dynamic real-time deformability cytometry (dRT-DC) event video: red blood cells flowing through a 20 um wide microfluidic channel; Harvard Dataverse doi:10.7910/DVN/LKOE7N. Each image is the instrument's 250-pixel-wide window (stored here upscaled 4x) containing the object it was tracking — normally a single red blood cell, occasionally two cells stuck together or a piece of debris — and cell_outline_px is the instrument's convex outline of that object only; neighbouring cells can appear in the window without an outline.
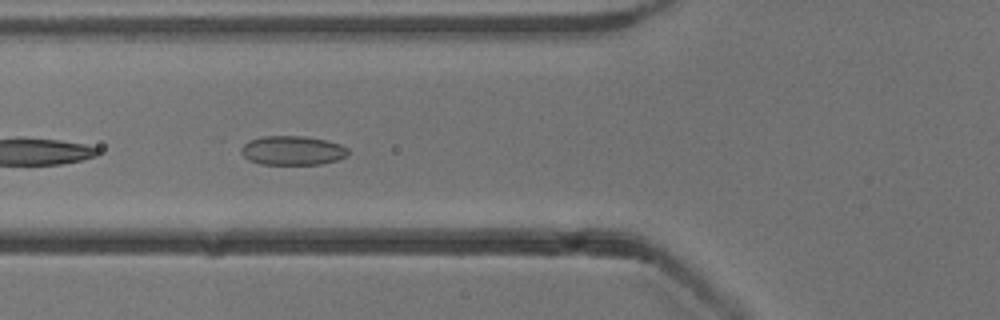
{"species": "common noctule bat (a hibernating species)", "species_latin": "Nyctalus noctula", "temperature_condition": "cold", "stored_images_in_passage": 29, "camera_frame_rate_fps": 3000, "um_per_image_px": 0.085, "animal": {"sex": "male", "body_mass_g": 13.3}, "frame": {"image": 1, "passage_image": 4, "time_ms": 1.0, "image_size_px": [1000, 320], "cell_outline_px": [[348, 156], [336, 160], [320, 164], [260, 164], [248, 160], [240, 152], [240, 148], [248, 140], [264, 136], [304, 136], [328, 140], [340, 144], [348, 148]], "centroid_in_image_um": [24.85, 12.78], "position_along_channel_um": 100.9, "area_um2": 18.32}}
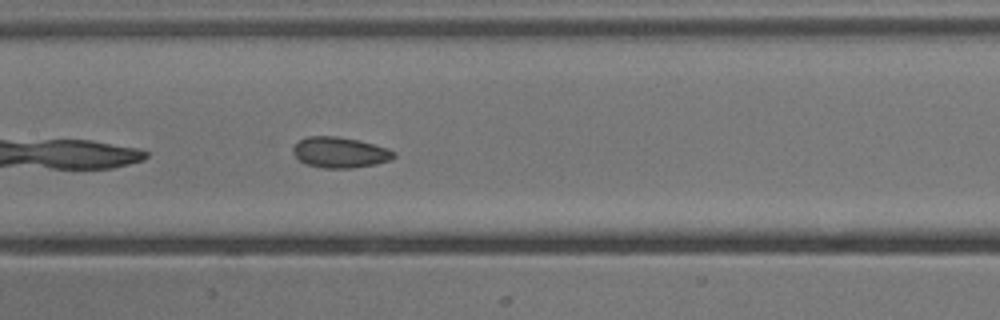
{"frame": {"image": 2, "passage_image": 10, "time_ms": 3.0, "image_size_px": [1000, 320], "cell_outline_px": [[396, 156], [392, 160], [376, 164], [352, 168], [324, 168], [304, 164], [292, 152], [292, 148], [300, 140], [308, 136], [336, 136], [356, 140], [388, 148], [396, 152]], "centroid_in_image_um": [28.91, 12.97], "position_along_channel_um": 178.5, "area_um2": 18.03}}
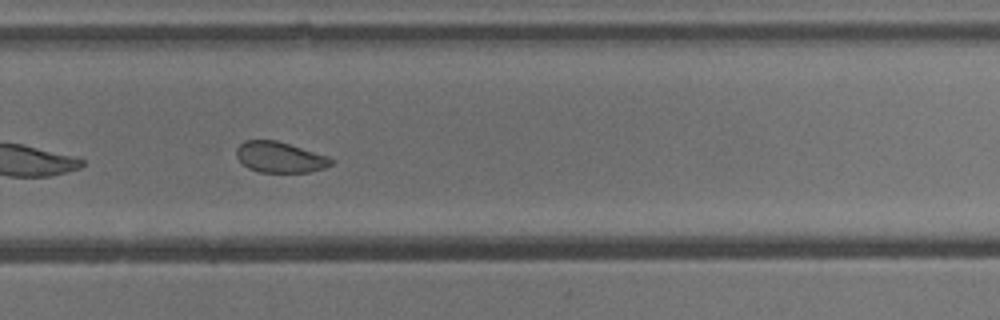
{"frame": {"image": 3, "passage_image": 20, "time_ms": 6.333, "image_size_px": [1000, 320], "cell_outline_px": [[336, 160], [332, 164], [324, 168], [308, 172], [260, 172], [248, 168], [236, 156], [232, 148], [244, 140], [276, 140], [328, 156]], "centroid_in_image_um": [23.75, 13.35], "position_along_channel_um": 306.1, "area_um2": 17.17}, "authors_computed_cell_mechanics": {"area_um2": 17.918, "velocity_mm_per_s": 3.8447, "shape_relaxation_time_tau1_ms": 4.7618, "shape_relaxation_time_tau2_ms": 1.7921, "deformation_change_tau1": 0.0757, "deformation_change_tau2": 0.069}}